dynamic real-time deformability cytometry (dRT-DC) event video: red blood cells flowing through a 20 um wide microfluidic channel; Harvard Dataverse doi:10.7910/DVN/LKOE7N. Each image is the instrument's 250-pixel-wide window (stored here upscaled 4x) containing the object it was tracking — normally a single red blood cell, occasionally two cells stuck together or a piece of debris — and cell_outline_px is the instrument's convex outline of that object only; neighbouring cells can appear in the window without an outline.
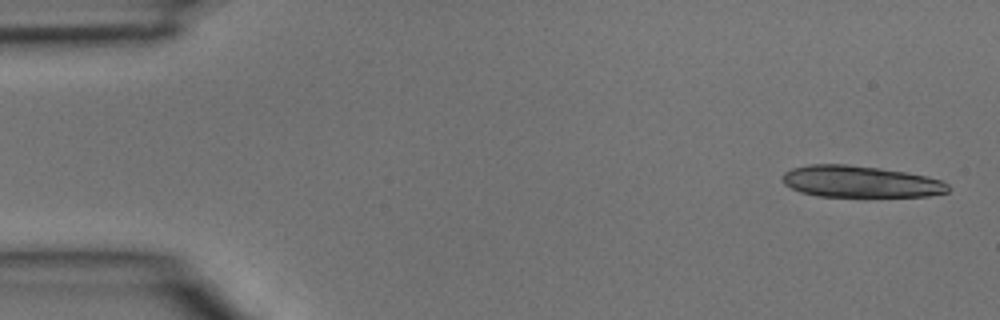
{"species": "common noctule bat (a hibernating species)", "species_latin": "Nyctalus noctula", "temperature_condition": "room temperature", "stored_images_in_passage": 4, "camera_frame_rate_fps": 3000, "um_per_image_px": 0.085, "animal": {"sex": "male", "body_mass_g": 15.6}, "frame": {"image": 1, "passage_image": 4, "time_ms": 1.0, "image_size_px": [1000, 320], "cell_outline_px": [[952, 188], [948, 192], [928, 196], [816, 196], [800, 192], [784, 184], [784, 172], [792, 168], [808, 164], [848, 164], [880, 168], [928, 176], [940, 180], [948, 184]], "centroid_in_image_um": [73.14, 15.43], "position_along_channel_um": 11.9, "area_um2": 30.52}}